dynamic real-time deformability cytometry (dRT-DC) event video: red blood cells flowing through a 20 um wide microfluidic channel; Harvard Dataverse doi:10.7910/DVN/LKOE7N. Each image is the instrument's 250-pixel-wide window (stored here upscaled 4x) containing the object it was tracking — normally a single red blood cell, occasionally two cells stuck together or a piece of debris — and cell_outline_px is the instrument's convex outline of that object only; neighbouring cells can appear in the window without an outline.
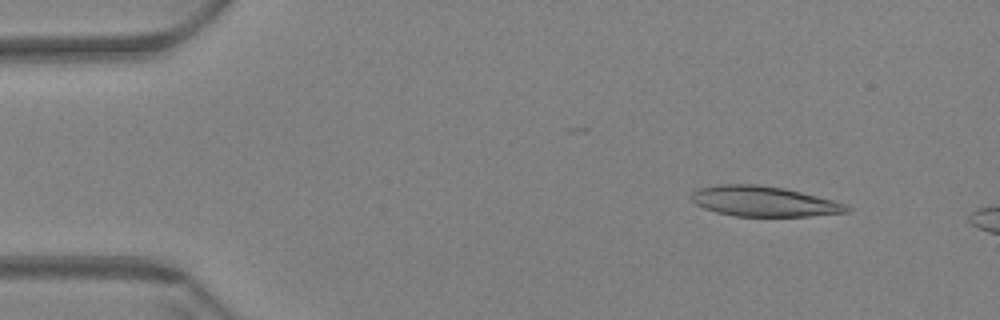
{"species": "Egyptian fruit bat (a non-hibernating species)", "species_latin": "Rousettus aegyptiacus", "temperature_condition": "warm", "stored_images_in_passage": 8, "camera_frame_rate_fps": 3000, "um_per_image_px": 0.085, "animal": {"sex": "female"}, "frame": {"image": 1, "passage_image": 1, "time_ms": 0.0, "image_size_px": [1000, 320], "cell_outline_px": [[852, 208], [848, 212], [808, 216], [736, 216], [716, 212], [704, 208], [696, 204], [692, 200], [692, 192], [696, 188], [720, 184], [756, 184], [784, 188], [832, 200], [844, 204]], "centroid_in_image_um": [64.89, 17.11], "position_along_channel_um": 20.1, "area_um2": 27.22}}